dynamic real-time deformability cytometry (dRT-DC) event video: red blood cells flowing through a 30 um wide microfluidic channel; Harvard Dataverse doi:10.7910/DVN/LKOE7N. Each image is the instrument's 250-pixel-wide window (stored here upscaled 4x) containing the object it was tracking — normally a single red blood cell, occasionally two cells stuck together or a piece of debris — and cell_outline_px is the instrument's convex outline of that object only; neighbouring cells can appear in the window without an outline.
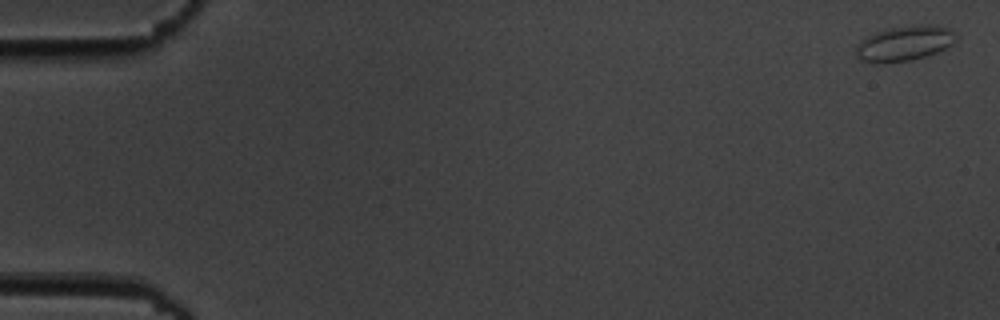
{"species": "common noctule bat (a hibernating species)", "species_latin": "Nyctalus noctula", "temperature_condition": "cold", "stored_images_in_passage": 8, "camera_frame_rate_fps": 3000, "um_per_image_px": 0.085, "animal": {"sex": "male", "body_mass_g": 19.5, "forearm_length_mm": 54.6}, "frame": {"image": 1, "passage_image": 1, "time_ms": 0.0, "image_size_px": [1000, 320], "cell_outline_px": [[956, 40], [952, 44], [936, 52], [912, 60], [880, 64], [876, 64], [860, 60], [852, 52], [856, 44], [860, 40], [876, 32], [892, 28], [924, 24], [936, 24], [948, 28], [956, 32]], "centroid_in_image_um": [76.83, 3.7], "position_along_channel_um": 8.2, "area_um2": 20.75}}
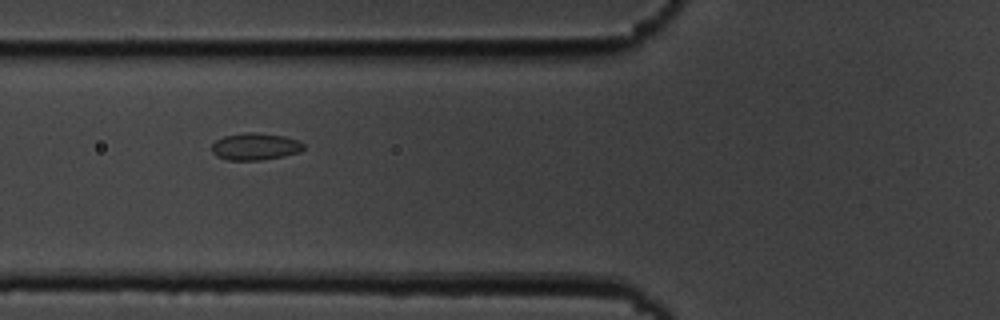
{"frame": {"image": 2, "passage_image": 7, "time_ms": 7.0, "image_size_px": [1000, 320], "cell_outline_px": [[304, 148], [300, 152], [284, 156], [260, 160], [228, 160], [216, 156], [212, 152], [212, 144], [216, 140], [224, 136], [244, 132], [256, 132], [284, 136], [300, 140], [304, 144]], "centroid_in_image_um": [21.71, 12.45], "position_along_channel_um": 104.1, "area_um2": 14.62}}
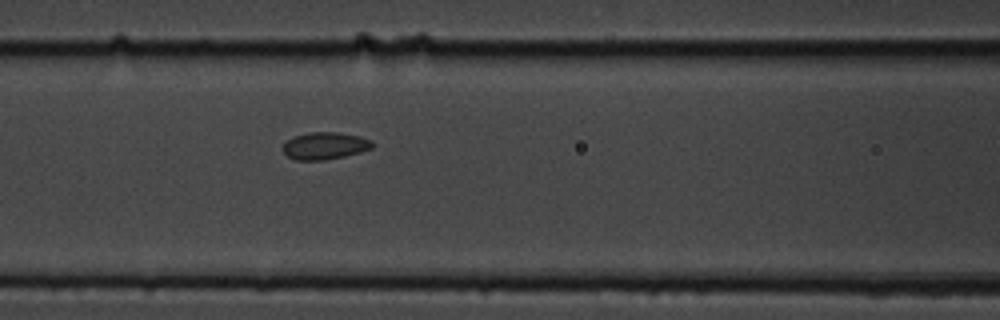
{"frame": {"image": 3, "passage_image": 8, "time_ms": 8.0, "image_size_px": [1000, 320], "cell_outline_px": [[376, 144], [372, 148], [360, 152], [344, 156], [324, 160], [296, 160], [288, 156], [280, 148], [292, 136], [308, 132], [336, 132], [360, 136], [372, 140]], "centroid_in_image_um": [27.62, 12.38], "position_along_channel_um": 139.0, "area_um2": 14.33}}